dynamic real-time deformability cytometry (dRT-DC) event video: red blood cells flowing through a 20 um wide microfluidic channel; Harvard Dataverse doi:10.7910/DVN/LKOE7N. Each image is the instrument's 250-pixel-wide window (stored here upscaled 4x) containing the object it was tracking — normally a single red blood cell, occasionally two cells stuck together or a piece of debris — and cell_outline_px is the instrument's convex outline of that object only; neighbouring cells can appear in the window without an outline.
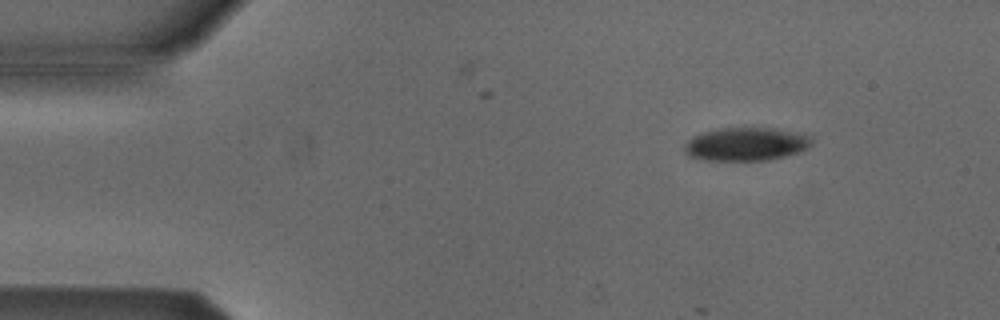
{"species": "Egyptian fruit bat (a non-hibernating species)", "species_latin": "Rousettus aegyptiacus", "temperature_condition": "cold", "stored_images_in_passage": 3, "camera_frame_rate_fps": 3000, "um_per_image_px": 0.085, "animal": {"sex": "male"}, "frame": {"image": 1, "passage_image": 1, "time_ms": 0.0, "image_size_px": [1000, 320], "cell_outline_px": [[812, 144], [808, 148], [800, 152], [768, 160], [700, 160], [688, 156], [684, 152], [684, 144], [692, 136], [716, 128], [772, 128], [796, 132], [812, 136]], "centroid_in_image_um": [63.4, 12.25], "position_along_channel_um": 21.6, "area_um2": 24.91}}